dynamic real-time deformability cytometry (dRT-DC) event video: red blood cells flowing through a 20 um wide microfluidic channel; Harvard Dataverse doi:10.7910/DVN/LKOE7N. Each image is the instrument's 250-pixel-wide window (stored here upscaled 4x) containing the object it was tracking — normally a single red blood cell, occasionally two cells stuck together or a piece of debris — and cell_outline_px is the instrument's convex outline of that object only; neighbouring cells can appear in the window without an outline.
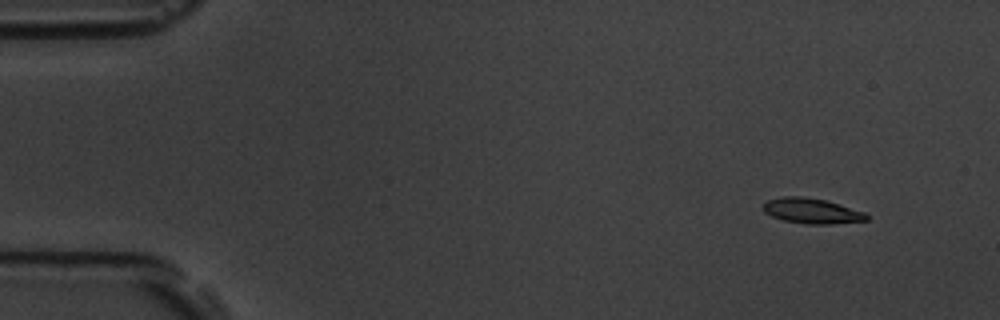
{"species": "common noctule bat (a hibernating species)", "species_latin": "Nyctalus noctula", "temperature_condition": "room temperature", "stored_images_in_passage": 10, "camera_frame_rate_fps": 3000, "um_per_image_px": 0.085, "animal": {"sex": "male", "body_mass_g": 19.5, "forearm_length_mm": 54.6}, "frame": {"image": 1, "passage_image": 1, "time_ms": 0.0, "image_size_px": [1000, 320], "cell_outline_px": [[868, 220], [828, 224], [804, 224], [784, 220], [772, 216], [764, 212], [764, 204], [768, 200], [780, 196], [800, 196], [824, 200], [864, 212], [868, 216]], "centroid_in_image_um": [68.97, 17.93], "position_along_channel_um": 16.0, "area_um2": 14.97}}
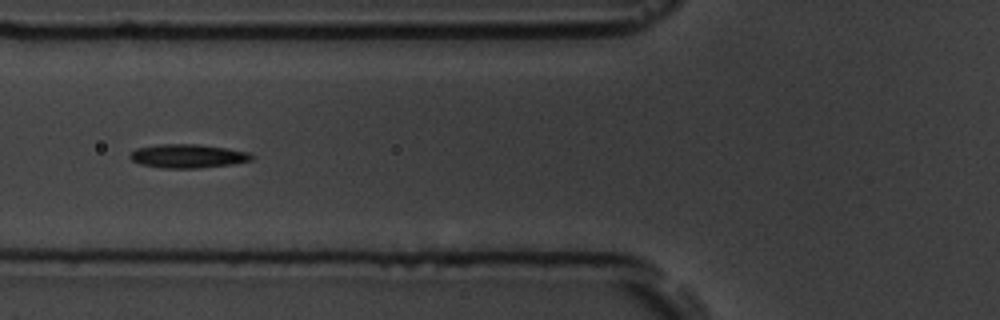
{"frame": {"image": 2, "passage_image": 6, "time_ms": 5.667, "image_size_px": [1000, 320], "cell_outline_px": [[252, 160], [232, 164], [200, 168], [160, 168], [140, 164], [132, 160], [128, 156], [136, 148], [160, 144], [200, 144], [248, 152], [252, 156]], "centroid_in_image_um": [15.93, 13.27], "position_along_channel_um": 109.9, "area_um2": 16.76}}
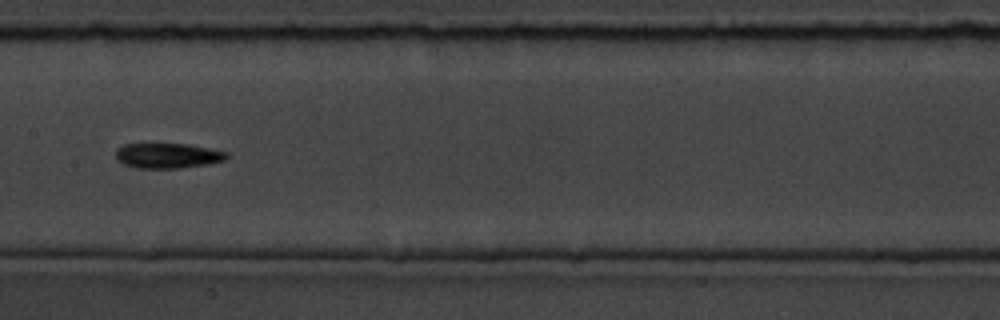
{"frame": {"image": 3, "passage_image": 8, "time_ms": 8.0, "image_size_px": [1000, 320], "cell_outline_px": [[228, 156], [224, 160], [208, 164], [180, 168], [136, 168], [124, 164], [116, 160], [116, 148], [124, 144], [148, 140], [188, 144], [228, 152]], "centroid_in_image_um": [14.16, 13.17], "position_along_channel_um": 193.2, "area_um2": 17.17}}